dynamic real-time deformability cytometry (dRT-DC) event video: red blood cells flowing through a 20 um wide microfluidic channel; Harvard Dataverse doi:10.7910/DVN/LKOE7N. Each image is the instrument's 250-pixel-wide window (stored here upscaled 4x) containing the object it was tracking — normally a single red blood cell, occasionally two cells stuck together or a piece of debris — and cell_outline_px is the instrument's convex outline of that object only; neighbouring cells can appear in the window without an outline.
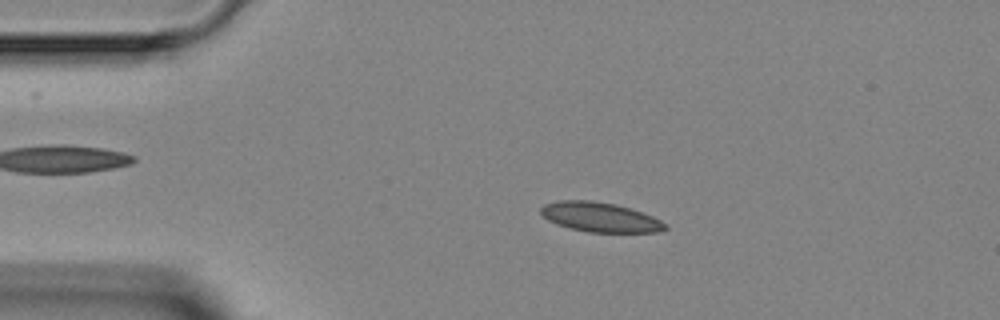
{"species": "Egyptian fruit bat (a non-hibernating species)", "species_latin": "Rousettus aegyptiacus", "temperature_condition": "room temperature", "stored_images_in_passage": 4, "segment_of_instrument_passage": [1, 2], "camera_frame_rate_fps": 3000, "um_per_image_px": 0.085, "animal": {"sex": "female"}, "frame": {"image": 1, "passage_image": 2, "time_ms": 1.0, "image_size_px": [1000, 320], "cell_outline_px": [[668, 228], [660, 232], [588, 232], [556, 224], [548, 220], [540, 212], [540, 208], [544, 204], [560, 200], [592, 200], [616, 204], [652, 216], [668, 224]], "centroid_in_image_um": [51.01, 18.45], "position_along_channel_um": 34.0, "area_um2": 21.39}}